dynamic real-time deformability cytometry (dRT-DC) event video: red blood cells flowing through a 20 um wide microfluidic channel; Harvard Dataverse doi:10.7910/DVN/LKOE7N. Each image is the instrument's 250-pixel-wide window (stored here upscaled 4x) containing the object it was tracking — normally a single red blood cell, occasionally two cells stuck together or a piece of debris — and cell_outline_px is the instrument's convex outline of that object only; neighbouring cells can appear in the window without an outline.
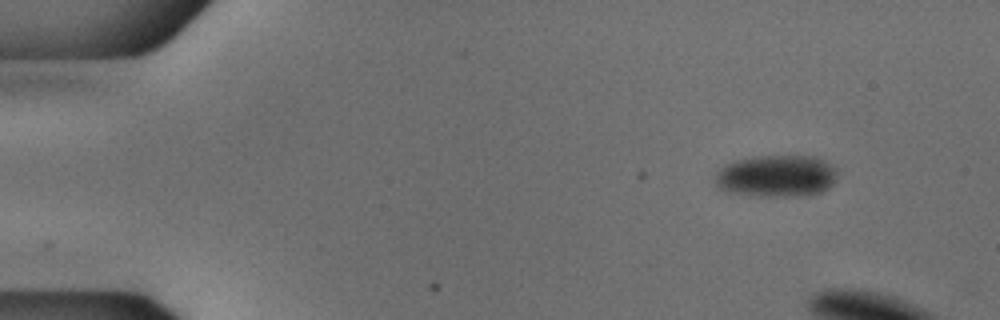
{"species": "common noctule bat (a hibernating species)", "species_latin": "Nyctalus noctula", "temperature_condition": "cold", "stored_images_in_passage": 7, "camera_frame_rate_fps": 3000, "um_per_image_px": 0.085, "animal": {"sex": "male", "body_mass_g": 18.8}, "frame": {"image": 1, "passage_image": 1, "time_ms": 0.0, "image_size_px": [1000, 320], "cell_outline_px": [[840, 168], [836, 180], [828, 188], [820, 192], [808, 196], [756, 196], [724, 192], [716, 184], [716, 172], [724, 164], [736, 160], [756, 156], [816, 156]], "centroid_in_image_um": [66.04, 14.96], "position_along_channel_um": 19.0, "area_um2": 30.52}}